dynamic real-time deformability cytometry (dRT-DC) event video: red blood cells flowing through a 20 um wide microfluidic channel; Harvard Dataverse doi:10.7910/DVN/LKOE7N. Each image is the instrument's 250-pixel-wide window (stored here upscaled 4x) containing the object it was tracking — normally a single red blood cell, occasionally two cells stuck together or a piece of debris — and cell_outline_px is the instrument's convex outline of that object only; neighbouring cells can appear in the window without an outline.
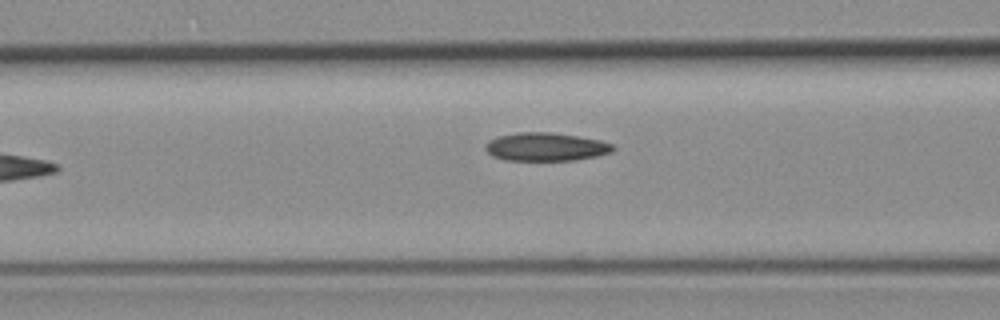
{"species": "common noctule bat (a hibernating species)", "species_latin": "Nyctalus noctula", "temperature_condition": "room temperature", "stored_images_in_passage": 7, "camera_frame_rate_fps": 3000, "um_per_image_px": 0.085, "animal": {"sex": "female", "body_mass_g": 19.3, "forearm_length_mm": 54.1}, "frame": {"image": 1, "passage_image": 6, "time_ms": 5.667, "image_size_px": [1000, 320], "cell_outline_px": [[616, 148], [612, 152], [596, 156], [576, 160], [504, 160], [492, 156], [484, 148], [484, 144], [488, 140], [500, 136], [516, 132], [552, 132], [600, 140], [612, 144]], "centroid_in_image_um": [46.37, 12.48], "position_along_channel_um": 120.2, "area_um2": 21.1}}
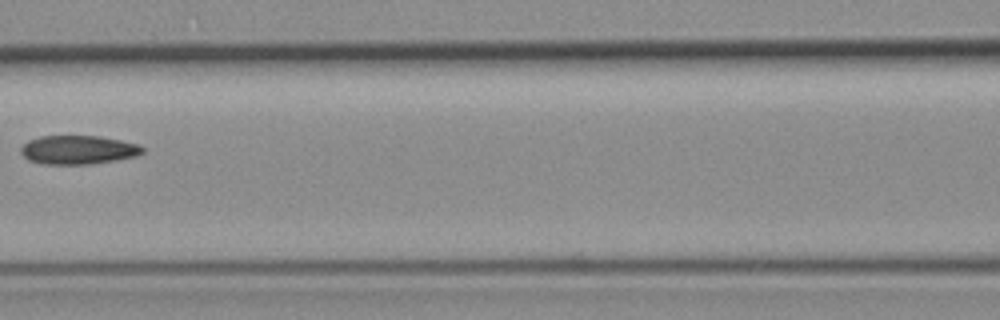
{"frame": {"image": 2, "passage_image": 7, "time_ms": 6.667, "image_size_px": [1000, 320], "cell_outline_px": [[144, 152], [136, 156], [116, 160], [88, 164], [48, 164], [28, 160], [20, 152], [20, 148], [28, 140], [40, 136], [100, 136], [140, 144], [144, 148]], "centroid_in_image_um": [6.66, 12.73], "position_along_channel_um": 159.9, "area_um2": 20.4}}